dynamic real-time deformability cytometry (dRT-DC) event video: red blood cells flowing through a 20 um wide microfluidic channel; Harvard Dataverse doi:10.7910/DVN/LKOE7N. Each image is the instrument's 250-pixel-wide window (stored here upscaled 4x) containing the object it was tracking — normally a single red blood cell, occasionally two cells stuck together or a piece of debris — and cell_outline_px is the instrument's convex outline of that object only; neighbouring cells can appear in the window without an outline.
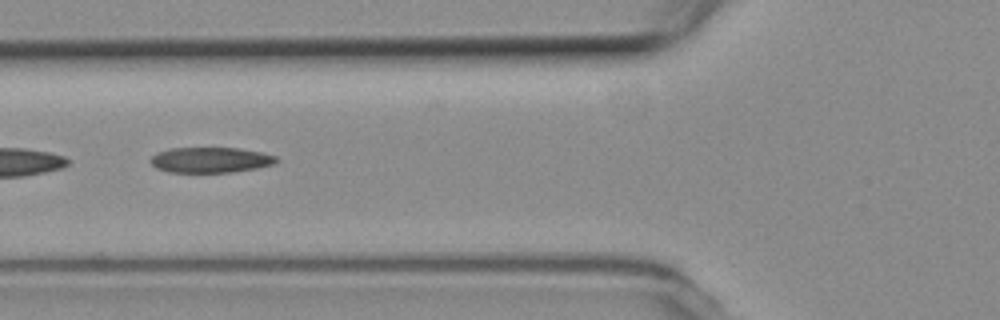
{"species": "common noctule bat (a hibernating species)", "species_latin": "Nyctalus noctula", "temperature_condition": "room temperature", "stored_images_in_passage": 4, "camera_frame_rate_fps": 3000, "um_per_image_px": 0.085, "animal": {"sex": "female", "body_mass_g": 19.3, "forearm_length_mm": 54.1}, "frame": {"image": 1, "passage_image": 2, "time_ms": 1.333, "image_size_px": [1000, 320], "cell_outline_px": [[280, 160], [272, 164], [256, 168], [232, 172], [168, 172], [156, 168], [148, 160], [156, 152], [168, 148], [240, 148], [260, 152], [276, 156]], "centroid_in_image_um": [17.85, 13.59], "position_along_channel_um": 107.9, "area_um2": 18.73}}
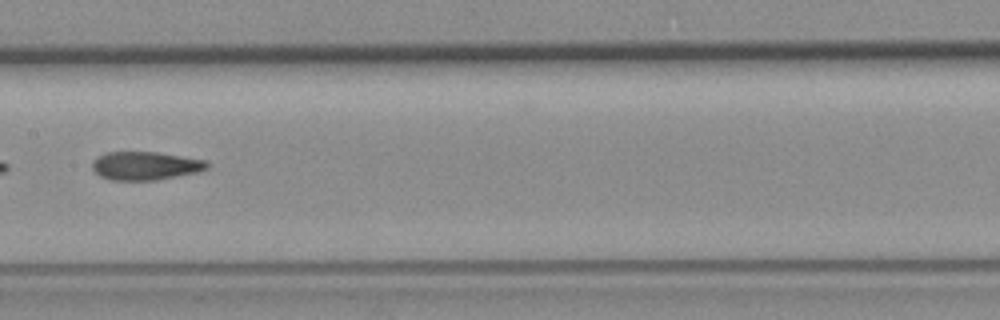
{"frame": {"image": 2, "passage_image": 4, "time_ms": 3.667, "image_size_px": [1000, 320], "cell_outline_px": [[208, 168], [196, 172], [152, 180], [112, 180], [100, 176], [92, 168], [92, 160], [96, 156], [108, 152], [156, 152], [208, 160]], "centroid_in_image_um": [12.32, 14.08], "position_along_channel_um": 195.1, "area_um2": 18.84}}